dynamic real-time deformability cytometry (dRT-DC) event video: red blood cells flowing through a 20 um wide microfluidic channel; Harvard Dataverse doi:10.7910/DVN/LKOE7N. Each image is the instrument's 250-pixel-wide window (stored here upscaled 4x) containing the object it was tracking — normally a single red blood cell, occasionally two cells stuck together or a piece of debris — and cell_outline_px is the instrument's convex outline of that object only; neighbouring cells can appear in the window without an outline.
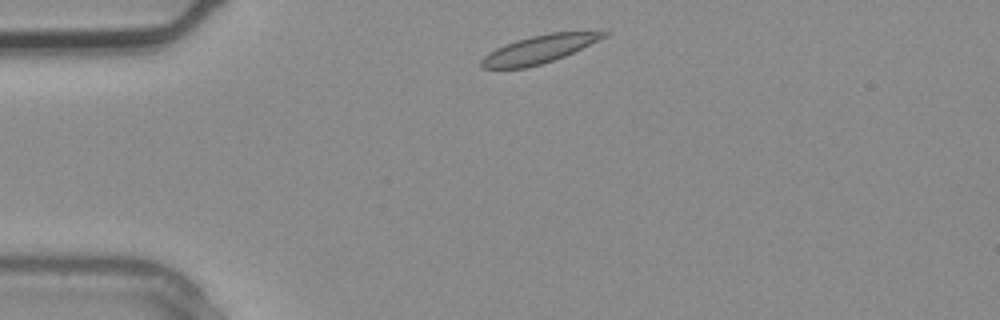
{"species": "common noctule bat (a hibernating species)", "species_latin": "Nyctalus noctula", "temperature_condition": "warm", "stored_images_in_passage": 1, "camera_frame_rate_fps": 3000, "um_per_image_px": 0.085, "animal": {"sex": "male", "body_mass_g": 20.4}, "frame": {"image": 1, "passage_image": 1, "time_ms": 0.0, "image_size_px": [1000, 320], "cell_outline_px": [[608, 32], [604, 36], [564, 56], [540, 64], [524, 68], [480, 68], [480, 60], [488, 52], [504, 44], [516, 40], [548, 32]], "centroid_in_image_um": [45.68, 4.2], "position_along_channel_um": 39.3, "area_um2": 19.31}}